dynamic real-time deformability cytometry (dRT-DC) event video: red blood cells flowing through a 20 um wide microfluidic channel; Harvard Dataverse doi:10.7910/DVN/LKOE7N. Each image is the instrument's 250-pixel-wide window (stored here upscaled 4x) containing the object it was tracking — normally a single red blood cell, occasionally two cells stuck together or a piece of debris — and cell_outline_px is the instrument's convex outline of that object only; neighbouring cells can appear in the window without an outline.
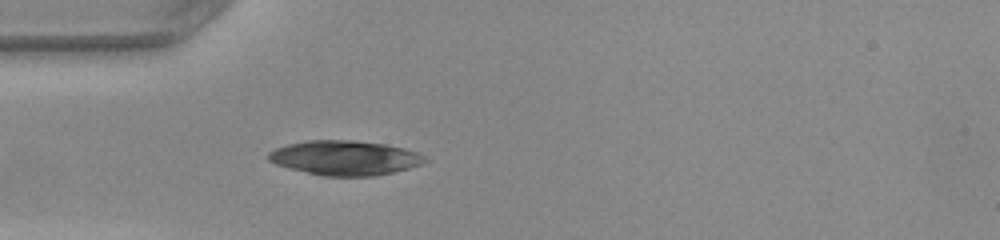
{"species": "common noctule bat (a hibernating species)", "species_latin": "Nyctalus noctula", "temperature_condition": "warm", "stored_images_in_passage": 49, "camera_frame_rate_fps": 3000, "um_per_image_px": 0.085, "animal": {"sex": "female", "body_mass_g": 22.0, "forearm_length_mm": 56.7}, "frame": {"image": 1, "passage_image": 14, "time_ms": 4.333, "image_size_px": [1000, 240], "cell_outline_px": [[428, 160], [424, 164], [392, 172], [372, 176], [324, 176], [276, 164], [268, 160], [268, 152], [276, 148], [288, 144], [308, 140], [352, 140], [384, 144], [404, 148], [416, 152], [424, 156]], "centroid_in_image_um": [29.33, 13.41], "position_along_channel_um": 55.7, "area_um2": 31.27}}